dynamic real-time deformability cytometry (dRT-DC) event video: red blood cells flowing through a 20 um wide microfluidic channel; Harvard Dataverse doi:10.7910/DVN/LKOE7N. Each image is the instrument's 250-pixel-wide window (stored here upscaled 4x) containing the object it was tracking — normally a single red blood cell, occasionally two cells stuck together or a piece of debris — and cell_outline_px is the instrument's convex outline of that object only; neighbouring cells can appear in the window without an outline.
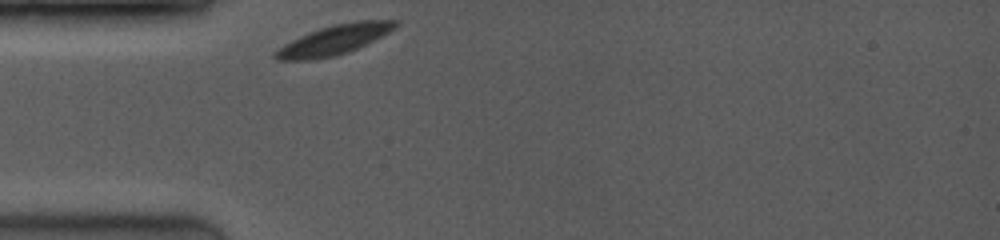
{"species": "common noctule bat (a hibernating species)", "species_latin": "Nyctalus noctula", "temperature_condition": "room temperature", "stored_images_in_passage": 7, "camera_frame_rate_fps": 3500, "um_per_image_px": 0.085, "animal": {"sex": "female", "body_mass_g": 19.0, "forearm_length_mm": 53.3}, "frame": {"image": 1, "passage_image": 1, "time_ms": 0.0, "image_size_px": [1000, 240], "cell_outline_px": [[400, 24], [396, 28], [348, 52], [336, 56], [312, 60], [276, 60], [272, 56], [272, 52], [284, 44], [308, 32], [320, 28], [336, 24], [356, 20], [400, 20]], "centroid_in_image_um": [28.37, 3.39], "position_along_channel_um": 56.6, "area_um2": 20.75}}
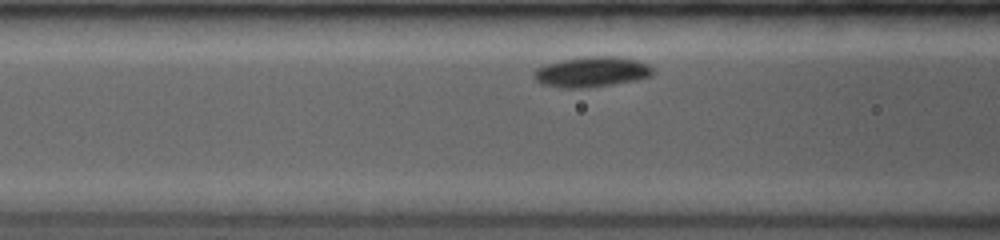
{"frame": {"image": 2, "passage_image": 6, "time_ms": 1.714, "image_size_px": [1000, 240], "cell_outline_px": [[656, 72], [652, 76], [636, 80], [612, 84], [580, 88], [564, 88], [540, 84], [532, 76], [532, 72], [536, 68], [544, 64], [560, 60], [584, 56], [616, 56], [636, 60], [648, 64]], "centroid_in_image_um": [50.26, 6.1], "position_along_channel_um": 116.3, "area_um2": 21.27}}